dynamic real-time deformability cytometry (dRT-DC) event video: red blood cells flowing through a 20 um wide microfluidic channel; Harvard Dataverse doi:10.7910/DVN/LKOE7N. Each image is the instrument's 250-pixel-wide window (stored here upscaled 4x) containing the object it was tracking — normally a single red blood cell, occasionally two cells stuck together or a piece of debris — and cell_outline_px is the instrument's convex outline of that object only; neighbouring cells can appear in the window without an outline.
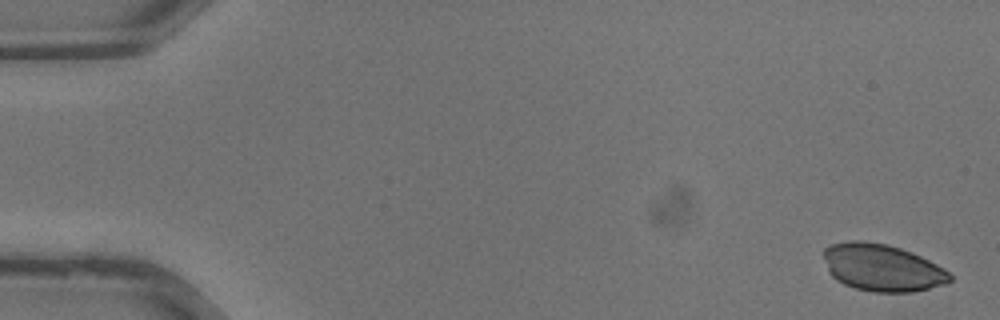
{"species": "common noctule bat (a hibernating species)", "species_latin": "Nyctalus noctula", "temperature_condition": "warm", "stored_images_in_passage": 36, "camera_frame_rate_fps": 3000, "um_per_image_px": 0.085, "animal": {"sex": "male", "body_mass_g": 13.3}, "frame": {"image": 1, "passage_image": 1, "time_ms": 0.0, "image_size_px": [1000, 320], "cell_outline_px": [[952, 280], [944, 284], [912, 292], [872, 292], [856, 288], [844, 284], [836, 280], [828, 272], [824, 256], [824, 248], [832, 244], [848, 240], [864, 240], [888, 244], [912, 252], [944, 268], [952, 276]], "centroid_in_image_um": [74.97, 22.74], "position_along_channel_um": 10.0, "area_um2": 34.74}}
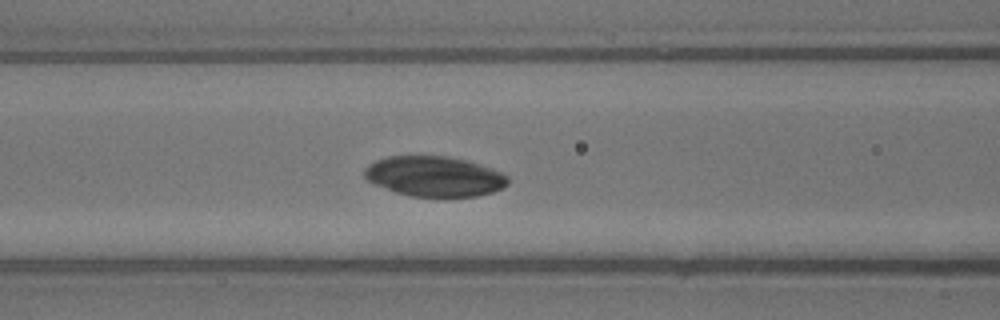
{"frame": {"image": 2, "passage_image": 15, "time_ms": 4.667, "image_size_px": [1000, 320], "cell_outline_px": [[508, 184], [504, 188], [492, 192], [476, 196], [408, 196], [372, 184], [364, 176], [364, 168], [368, 164], [376, 160], [388, 156], [448, 156], [480, 164], [492, 168], [508, 176]], "centroid_in_image_um": [36.9, 14.99], "position_along_channel_um": 129.7, "area_um2": 33.64}}
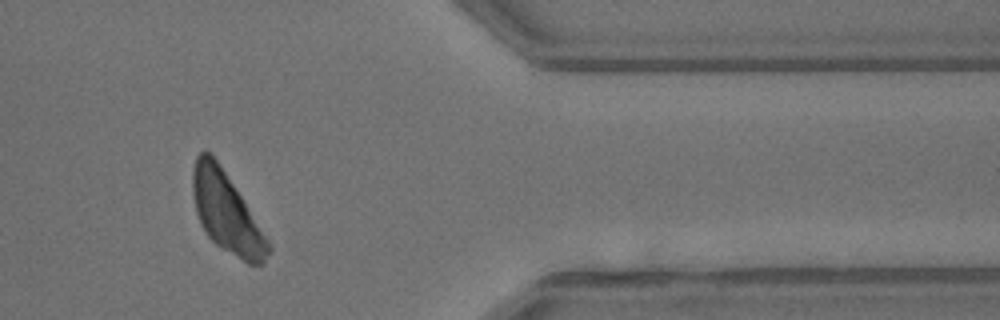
{"frame": {"image": 3, "passage_image": 30, "time_ms": 9.667, "image_size_px": [1000, 320], "cell_outline_px": [[272, 248], [264, 264], [248, 264], [216, 244], [208, 236], [200, 224], [196, 212], [192, 192], [192, 168], [196, 156], [200, 152], [208, 152], [216, 160], [236, 188], [268, 240]], "centroid_in_image_um": [19.24, 18.08], "position_along_channel_um": 392.2, "area_um2": 34.74}}